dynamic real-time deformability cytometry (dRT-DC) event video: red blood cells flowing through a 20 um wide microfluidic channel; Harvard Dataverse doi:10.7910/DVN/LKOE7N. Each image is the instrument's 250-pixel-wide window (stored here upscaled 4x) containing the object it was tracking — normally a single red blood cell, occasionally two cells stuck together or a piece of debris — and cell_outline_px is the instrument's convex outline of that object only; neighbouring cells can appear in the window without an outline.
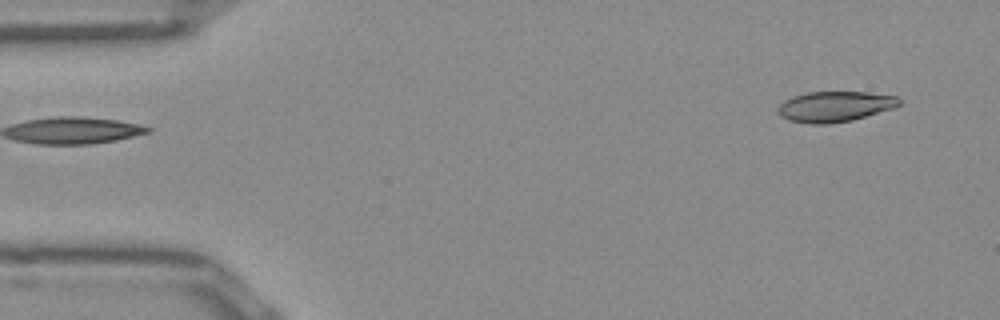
{"species": "Egyptian fruit bat (a non-hibernating species)", "species_latin": "Rousettus aegyptiacus", "temperature_condition": "room temperature", "stored_images_in_passage": 48, "camera_frame_rate_fps": 3000, "um_per_image_px": 0.085, "frame": {"image": 1, "passage_image": 1, "time_ms": 0.0, "image_size_px": [1000, 320], "cell_outline_px": [[900, 104], [896, 108], [852, 120], [828, 124], [812, 124], [788, 120], [780, 116], [780, 104], [784, 100], [792, 96], [808, 92], [868, 92], [896, 96], [900, 100]], "centroid_in_image_um": [70.99, 9.05], "position_along_channel_um": 14.0, "area_um2": 21.56}}
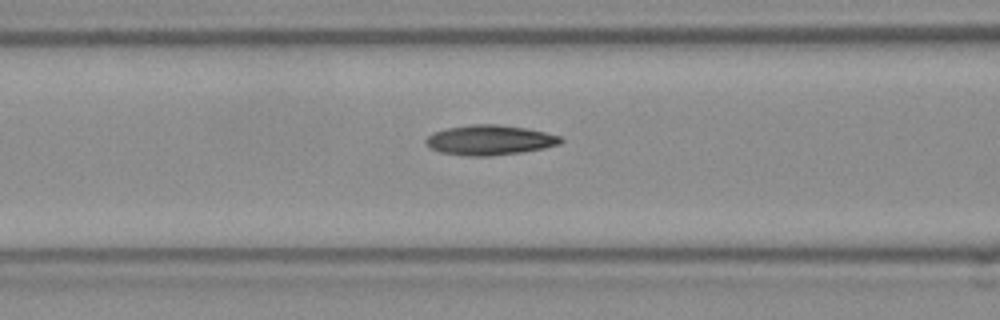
{"frame": {"image": 2, "passage_image": 17, "time_ms": 5.333, "image_size_px": [1000, 320], "cell_outline_px": [[564, 140], [560, 144], [544, 148], [520, 152], [488, 156], [468, 156], [440, 152], [428, 148], [424, 144], [424, 140], [432, 132], [448, 128], [472, 124], [496, 124], [524, 128], [544, 132], [560, 136]], "centroid_in_image_um": [41.57, 11.91], "position_along_channel_um": 125.0, "area_um2": 23.52}}
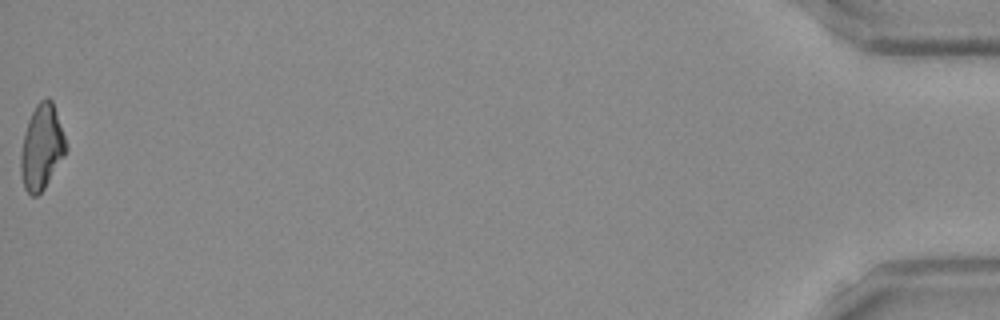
{"frame": {"image": 3, "passage_image": 48, "time_ms": 15.667, "image_size_px": [1000, 320], "cell_outline_px": [[68, 148], [64, 156], [44, 188], [36, 196], [32, 196], [24, 188], [20, 172], [20, 156], [24, 132], [28, 120], [36, 104], [40, 100], [48, 96], [52, 100]], "centroid_in_image_um": [3.53, 12.5], "position_along_channel_um": 431.7, "area_um2": 22.25}, "authors_computed_cell_mechanics": {"area_um2": 22.3686, "velocity_mm_per_s": 3.9856, "shape_relaxation_time_tau1_ms": 10.7633, "shape_relaxation_time_tau2_ms": 2.629, "deformation_change_tau1": 0.2498, "deformation_change_tau2": 0.0892}}